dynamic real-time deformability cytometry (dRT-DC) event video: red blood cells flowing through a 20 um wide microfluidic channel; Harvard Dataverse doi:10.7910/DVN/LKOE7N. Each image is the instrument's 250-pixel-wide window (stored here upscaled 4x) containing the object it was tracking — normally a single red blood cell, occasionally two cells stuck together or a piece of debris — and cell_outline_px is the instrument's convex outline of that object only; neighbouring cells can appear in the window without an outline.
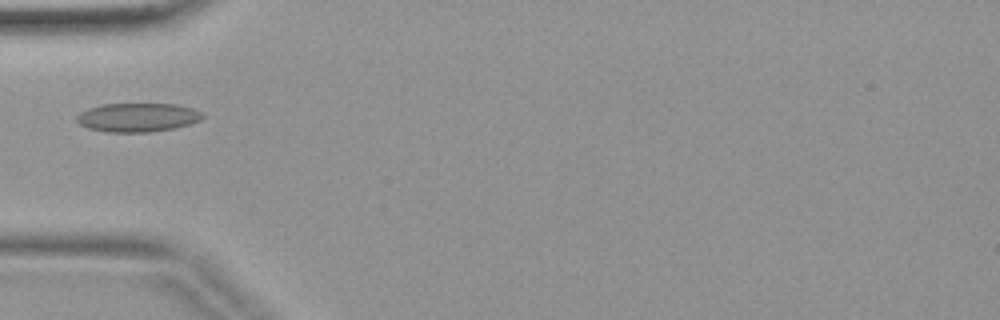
{"species": "common noctule bat (a hibernating species)", "species_latin": "Nyctalus noctula", "temperature_condition": "warm", "stored_images_in_passage": 4, "camera_frame_rate_fps": 3000, "um_per_image_px": 0.085, "animal": {"sex": "female", "body_mass_g": 19.9}, "frame": {"image": 1, "passage_image": 4, "time_ms": 1.0, "image_size_px": [1000, 320], "cell_outline_px": [[204, 116], [200, 120], [192, 124], [176, 128], [152, 132], [104, 132], [88, 128], [80, 124], [76, 120], [76, 116], [80, 112], [88, 108], [100, 104], [176, 104], [192, 108], [200, 112]], "centroid_in_image_um": [11.69, 9.98], "position_along_channel_um": 73.3, "area_um2": 21.33}}